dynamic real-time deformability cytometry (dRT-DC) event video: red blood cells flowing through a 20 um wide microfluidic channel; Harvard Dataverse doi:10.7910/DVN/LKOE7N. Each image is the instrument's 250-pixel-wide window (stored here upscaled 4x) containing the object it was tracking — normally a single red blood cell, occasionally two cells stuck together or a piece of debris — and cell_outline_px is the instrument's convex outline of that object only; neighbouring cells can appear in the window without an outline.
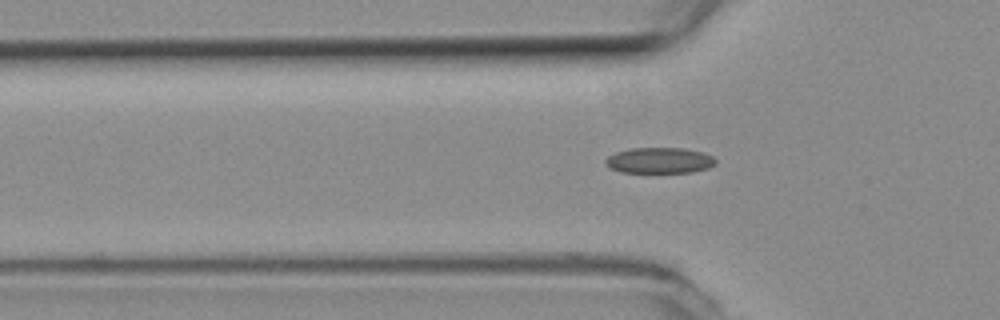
{"species": "common noctule bat (a hibernating species)", "species_latin": "Nyctalus noctula", "temperature_condition": "room temperature", "stored_images_in_passage": 2, "camera_frame_rate_fps": 3000, "um_per_image_px": 0.085, "animal": {"sex": "female", "body_mass_g": 19.3, "forearm_length_mm": 54.1}, "frame": {"image": 1, "passage_image": 2, "time_ms": 0.333, "image_size_px": [1000, 320], "cell_outline_px": [[716, 164], [708, 168], [692, 172], [620, 172], [608, 168], [604, 164], [604, 160], [608, 156], [616, 152], [632, 148], [684, 148], [700, 152], [712, 156], [716, 160]], "centroid_in_image_um": [56.01, 13.64], "position_along_channel_um": 69.8, "area_um2": 16.59}}